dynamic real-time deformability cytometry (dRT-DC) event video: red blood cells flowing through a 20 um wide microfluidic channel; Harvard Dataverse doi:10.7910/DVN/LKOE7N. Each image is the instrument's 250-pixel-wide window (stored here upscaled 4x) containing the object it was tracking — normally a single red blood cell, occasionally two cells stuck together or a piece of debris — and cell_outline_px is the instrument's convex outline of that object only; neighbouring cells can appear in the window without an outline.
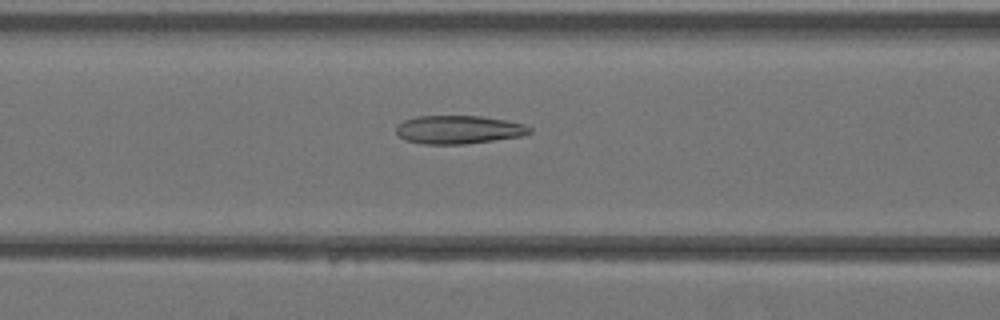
{"species": "Egyptian fruit bat (a non-hibernating species)", "species_latin": "Rousettus aegyptiacus", "temperature_condition": "warm", "stored_images_in_passage": 34, "camera_frame_rate_fps": 3000, "um_per_image_px": 0.085, "animal": {"sex": "female"}, "frame": {"image": 1, "passage_image": 11, "time_ms": 3.333, "image_size_px": [1000, 320], "cell_outline_px": [[532, 132], [520, 136], [468, 144], [420, 144], [404, 140], [396, 132], [396, 124], [404, 120], [416, 116], [480, 116], [504, 120], [524, 124], [532, 128]], "centroid_in_image_um": [38.94, 11.02], "position_along_channel_um": 127.7, "area_um2": 22.14}}
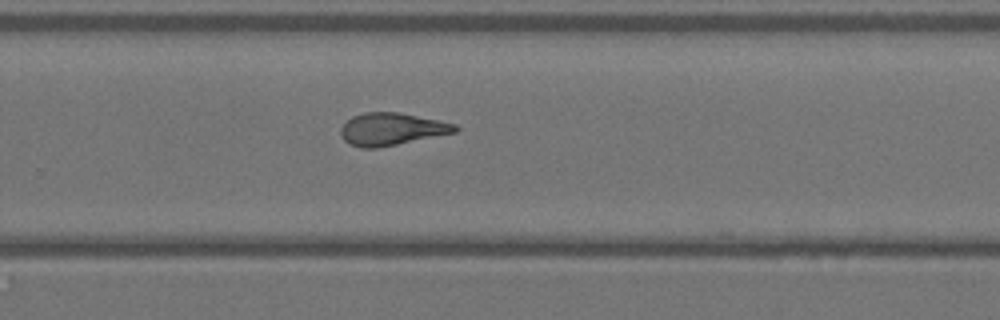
{"frame": {"image": 2, "passage_image": 21, "time_ms": 6.667, "image_size_px": [1000, 320], "cell_outline_px": [[460, 128], [456, 132], [376, 148], [360, 148], [348, 144], [344, 140], [340, 132], [340, 128], [352, 116], [364, 112], [400, 112], [456, 124]], "centroid_in_image_um": [33.26, 10.97], "position_along_channel_um": 296.5, "area_um2": 21.5}}
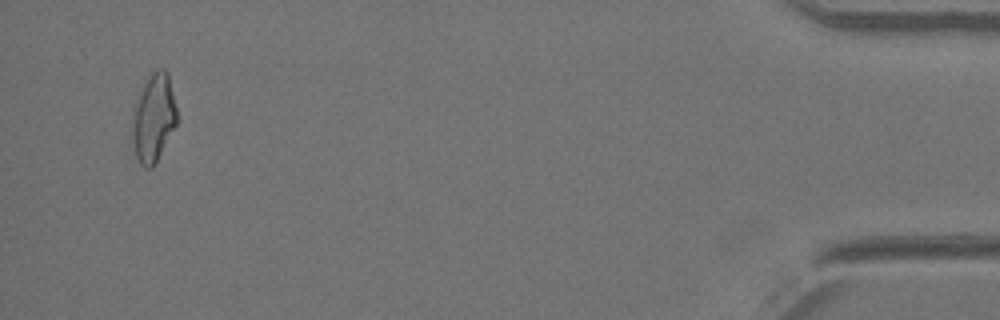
{"frame": {"image": 3, "passage_image": 33, "time_ms": 10.667, "image_size_px": [1000, 320], "cell_outline_px": [[176, 124], [152, 168], [144, 168], [140, 164], [136, 156], [132, 140], [132, 108], [144, 84], [152, 72], [156, 68], [164, 68], [168, 72], [176, 108]], "centroid_in_image_um": [13.03, 10.0], "position_along_channel_um": 422.2, "area_um2": 22.72}}